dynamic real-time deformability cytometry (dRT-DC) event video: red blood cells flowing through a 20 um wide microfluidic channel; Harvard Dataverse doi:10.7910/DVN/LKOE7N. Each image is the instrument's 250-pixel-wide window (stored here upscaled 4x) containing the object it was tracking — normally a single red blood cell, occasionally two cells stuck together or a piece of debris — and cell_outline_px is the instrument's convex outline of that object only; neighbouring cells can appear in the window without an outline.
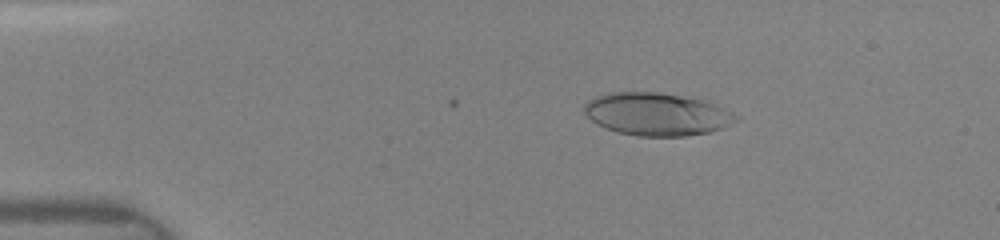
{"species": "human", "species_latin": "Homo sapiens", "temperature_condition": "room temperature", "stored_images_in_passage": 5, "camera_frame_rate_fps": 3000, "um_per_image_px": 0.085, "donor": {"sex": "female"}, "frame": {"image": 1, "passage_image": 3, "time_ms": 2.333, "image_size_px": [1000, 240], "cell_outline_px": [[740, 116], [732, 124], [708, 132], [684, 136], [640, 136], [616, 132], [592, 120], [584, 112], [584, 104], [588, 100], [596, 96], [612, 92], [656, 92], [708, 100]], "centroid_in_image_um": [55.86, 9.69], "position_along_channel_um": 29.1, "area_um2": 37.63}}